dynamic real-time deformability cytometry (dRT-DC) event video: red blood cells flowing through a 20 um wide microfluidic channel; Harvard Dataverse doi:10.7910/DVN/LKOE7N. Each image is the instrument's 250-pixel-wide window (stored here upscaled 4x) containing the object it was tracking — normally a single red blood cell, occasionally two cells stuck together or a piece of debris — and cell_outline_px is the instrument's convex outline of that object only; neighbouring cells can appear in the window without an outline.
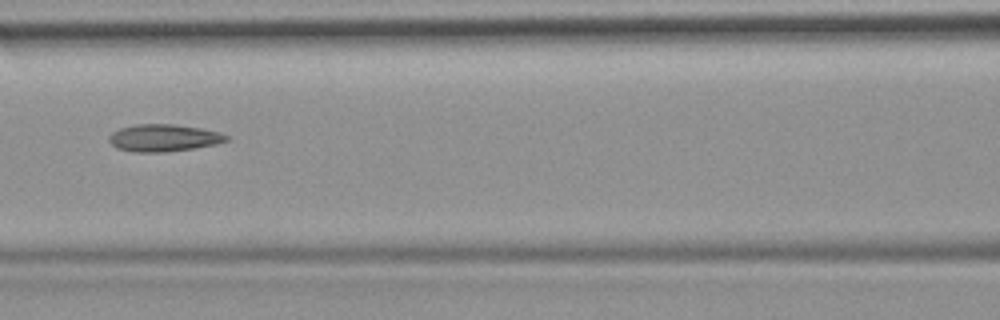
{"species": "common noctule bat (a hibernating species)", "species_latin": "Nyctalus noctula", "temperature_condition": "room temperature", "stored_images_in_passage": 52, "camera_frame_rate_fps": 3000, "um_per_image_px": 0.085, "animal": {"sex": "female", "body_mass_g": 19.9}, "frame": {"image": 1, "passage_image": 23, "time_ms": 7.333, "image_size_px": [1000, 320], "cell_outline_px": [[228, 140], [216, 144], [192, 148], [164, 152], [132, 152], [116, 148], [108, 140], [108, 136], [112, 132], [120, 128], [136, 124], [176, 124], [200, 128], [220, 132], [228, 136]], "centroid_in_image_um": [13.88, 11.71], "position_along_channel_um": 152.7, "area_um2": 18.61}, "authors_computed_cell_mechanics": {"area_um2": 18.6405, "velocity_mm_per_s": 3.9049, "shape_relaxation_time_tau1_ms": null, "shape_relaxation_time_tau2_ms": 5.217, "deformation_change_tau1": null, "deformation_change_tau2": 0.1547}}